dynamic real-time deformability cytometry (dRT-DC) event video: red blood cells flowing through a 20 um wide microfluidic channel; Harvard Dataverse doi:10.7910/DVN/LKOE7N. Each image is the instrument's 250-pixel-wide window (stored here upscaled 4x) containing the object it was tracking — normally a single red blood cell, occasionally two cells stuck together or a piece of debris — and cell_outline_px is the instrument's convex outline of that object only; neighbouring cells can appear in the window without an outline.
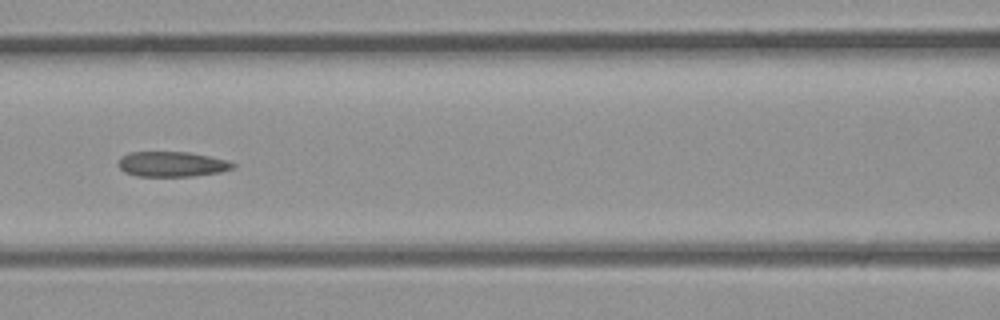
{"species": "common noctule bat (a hibernating species)", "species_latin": "Nyctalus noctula", "temperature_condition": "room temperature", "stored_images_in_passage": 4, "camera_frame_rate_fps": 3000, "um_per_image_px": 0.085, "animal": {"sex": "male", "body_mass_g": 23.1, "forearm_length_mm": 52.7}, "frame": {"image": 1, "passage_image": 4, "time_ms": 1.0, "image_size_px": [1000, 320], "cell_outline_px": [[236, 168], [220, 172], [192, 176], [136, 176], [124, 172], [116, 164], [120, 156], [128, 152], [188, 152], [228, 160], [236, 164]], "centroid_in_image_um": [14.59, 13.95], "position_along_channel_um": 152.0, "area_um2": 16.99}}